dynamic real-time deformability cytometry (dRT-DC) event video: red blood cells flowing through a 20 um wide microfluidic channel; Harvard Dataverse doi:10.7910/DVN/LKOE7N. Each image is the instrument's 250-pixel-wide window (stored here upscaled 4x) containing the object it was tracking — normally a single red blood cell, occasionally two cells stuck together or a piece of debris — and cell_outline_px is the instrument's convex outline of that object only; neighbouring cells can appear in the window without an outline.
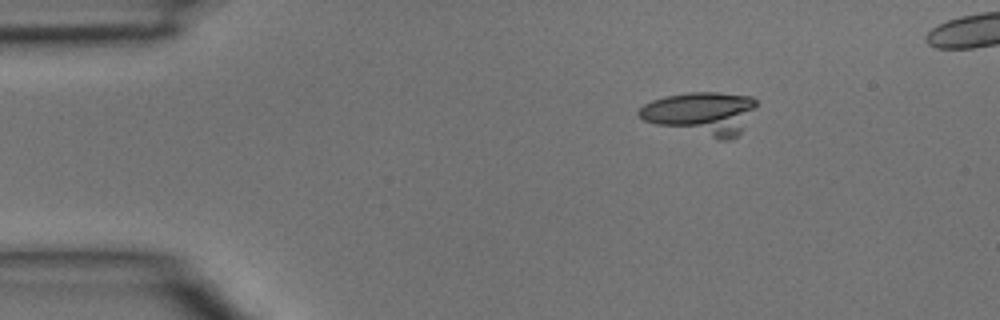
{"species": "common noctule bat (a hibernating species)", "species_latin": "Nyctalus noctula", "temperature_condition": "room temperature", "stored_images_in_passage": 3, "camera_frame_rate_fps": 3000, "um_per_image_px": 0.085, "animal": {"sex": "male", "body_mass_g": 15.6}, "frame": {"image": 1, "passage_image": 1, "time_ms": 0.0, "image_size_px": [1000, 320], "cell_outline_px": [[756, 104], [740, 132], [732, 140], [716, 140], [656, 124], [644, 120], [636, 112], [644, 104], [652, 100], [664, 96], [688, 92], [720, 92], [752, 96], [756, 100]], "centroid_in_image_um": [59.6, 9.63], "position_along_channel_um": 25.4, "area_um2": 29.42}}